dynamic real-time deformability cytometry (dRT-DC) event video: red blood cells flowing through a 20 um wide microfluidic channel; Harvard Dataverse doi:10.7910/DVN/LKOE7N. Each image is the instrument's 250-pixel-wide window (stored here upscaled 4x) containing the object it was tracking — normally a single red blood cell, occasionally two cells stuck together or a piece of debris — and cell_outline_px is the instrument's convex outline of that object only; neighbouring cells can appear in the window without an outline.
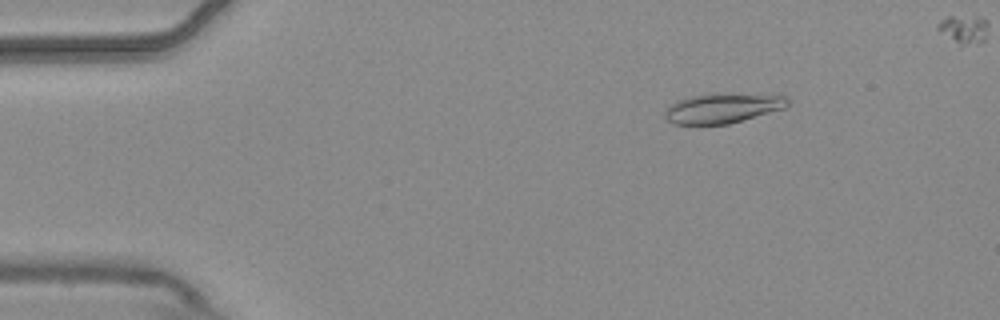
{"species": "common noctule bat (a hibernating species)", "species_latin": "Nyctalus noctula", "temperature_condition": "warm", "stored_images_in_passage": 6, "camera_frame_rate_fps": 3000, "um_per_image_px": 0.085, "animal": {"sex": "male", "body_mass_g": 20.4}, "frame": {"image": 1, "passage_image": 3, "time_ms": 0.667, "image_size_px": [1000, 320], "cell_outline_px": [[788, 104], [784, 108], [728, 124], [672, 124], [664, 116], [664, 112], [672, 104], [688, 96], [712, 92], [716, 92], [784, 96], [788, 100]], "centroid_in_image_um": [61.38, 9.17], "position_along_channel_um": 23.6, "area_um2": 21.33}}